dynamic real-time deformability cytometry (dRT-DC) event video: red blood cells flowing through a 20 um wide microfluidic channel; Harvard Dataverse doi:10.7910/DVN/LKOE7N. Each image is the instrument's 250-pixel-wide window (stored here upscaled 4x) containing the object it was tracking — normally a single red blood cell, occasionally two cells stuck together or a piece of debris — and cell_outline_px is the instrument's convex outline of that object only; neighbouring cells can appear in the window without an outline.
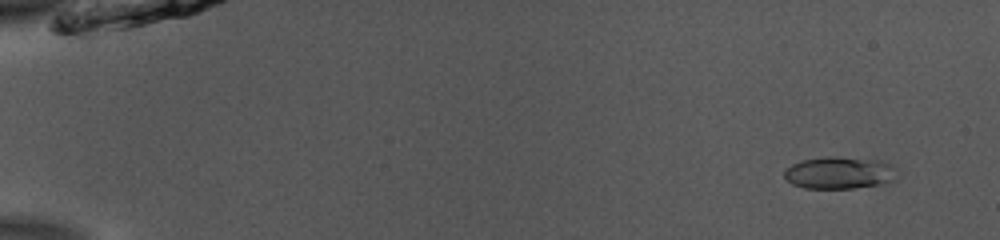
{"species": "common noctule bat (a hibernating species)", "species_latin": "Nyctalus noctula", "temperature_condition": "room temperature", "stored_images_in_passage": 53, "camera_frame_rate_fps": 3000, "um_per_image_px": 0.085, "animal": {"sex": "male", "body_mass_g": 13.0, "forearm_length_mm": 53.1}, "frame": {"image": 1, "passage_image": 4, "time_ms": 1.0, "image_size_px": [1000, 240], "cell_outline_px": [[900, 176], [896, 180], [884, 184], [852, 188], [804, 188], [792, 184], [784, 180], [784, 172], [792, 164], [800, 160], [828, 156], [832, 156], [880, 160], [896, 168], [900, 172]], "centroid_in_image_um": [71.4, 14.69], "position_along_channel_um": 13.6, "area_um2": 21.56}}
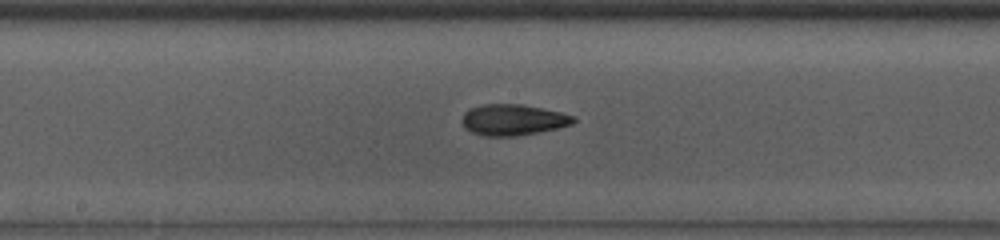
{"frame": {"image": 2, "passage_image": 29, "time_ms": 9.333, "image_size_px": [1000, 240], "cell_outline_px": [[576, 120], [572, 124], [560, 128], [516, 136], [484, 136], [472, 132], [464, 128], [460, 120], [464, 112], [472, 108], [484, 104], [520, 104], [560, 112], [576, 116]], "centroid_in_image_um": [43.6, 10.19], "position_along_channel_um": 204.6, "area_um2": 20.23}}
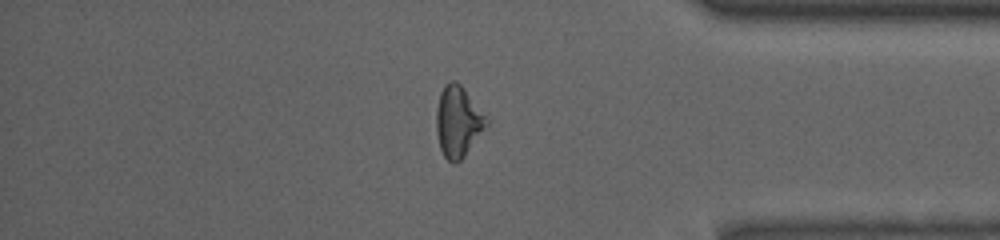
{"frame": {"image": 3, "passage_image": 45, "time_ms": 14.667, "image_size_px": [1000, 240], "cell_outline_px": [[488, 124], [464, 156], [456, 164], [452, 164], [444, 156], [440, 148], [436, 132], [436, 108], [440, 92], [444, 84], [452, 80], [456, 80], [460, 84], [488, 120]], "centroid_in_image_um": [38.89, 10.34], "position_along_channel_um": 396.3, "area_um2": 20.46}, "authors_computed_cell_mechanics": {"area_um2": 20.1722, "velocity_mm_per_s": 3.8985, "shape_relaxation_time_tau1_ms": 2.8002, "shape_relaxation_time_tau2_ms": 4.885, "deformation_change_tau1": 0.1369, "deformation_change_tau2": 0.1222}}